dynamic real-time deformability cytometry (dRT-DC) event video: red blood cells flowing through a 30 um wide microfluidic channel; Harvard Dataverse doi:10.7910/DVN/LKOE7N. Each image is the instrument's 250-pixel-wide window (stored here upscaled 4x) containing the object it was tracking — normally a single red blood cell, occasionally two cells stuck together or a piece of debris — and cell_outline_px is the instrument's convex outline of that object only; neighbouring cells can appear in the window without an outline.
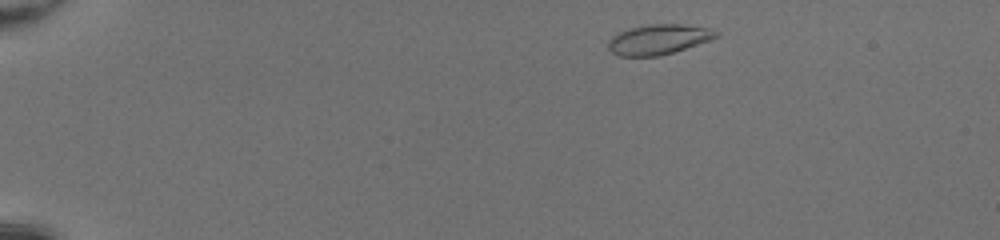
{"species": "common noctule bat (a hibernating species)", "species_latin": "Nyctalus noctula", "temperature_condition": "room temperature", "stored_images_in_passage": 43, "camera_frame_rate_fps": 3000, "um_per_image_px": 0.085, "animal": {"sex": "female", "body_mass_g": 20.0, "forearm_length_mm": 54.0}, "frame": {"image": 1, "passage_image": 2, "time_ms": 0.333, "image_size_px": [1000, 240], "cell_outline_px": [[720, 36], [712, 40], [660, 56], [620, 56], [612, 52], [608, 48], [608, 40], [612, 36], [628, 28], [648, 24], [680, 24], [712, 28], [720, 32]], "centroid_in_image_um": [56.02, 3.34], "position_along_channel_um": 29.0, "area_um2": 19.13}}
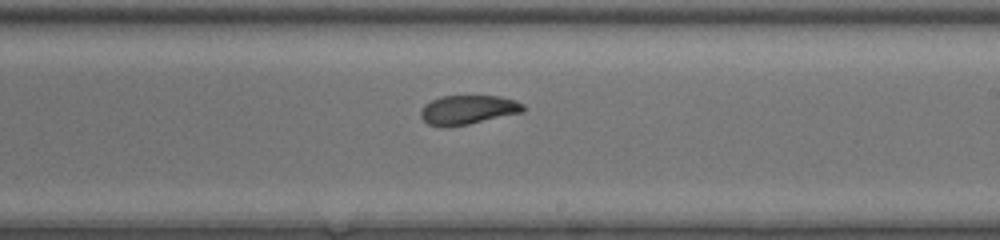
{"frame": {"image": 2, "passage_image": 25, "time_ms": 8.0, "image_size_px": [1000, 240], "cell_outline_px": [[524, 112], [468, 124], [444, 128], [428, 124], [420, 116], [420, 112], [424, 104], [440, 96], [500, 96], [516, 100], [524, 104]], "centroid_in_image_um": [39.77, 9.33], "position_along_channel_um": 249.2, "area_um2": 17.57}}
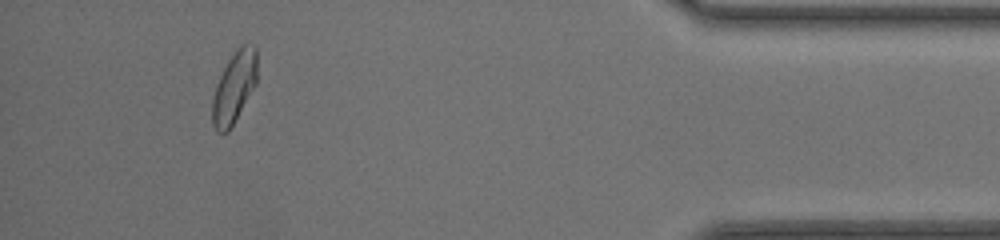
{"frame": {"image": 3, "passage_image": 40, "time_ms": 13.0, "image_size_px": [1000, 240], "cell_outline_px": [[256, 84], [228, 132], [216, 132], [212, 124], [212, 100], [216, 84], [228, 60], [236, 48], [240, 44], [256, 44]], "centroid_in_image_um": [19.9, 7.4], "position_along_channel_um": 415.3, "area_um2": 18.55}, "authors_computed_cell_mechanics": {"area_um2": 18.5538, "velocity_mm_per_s": 4.2504, "shape_relaxation_time_tau1_ms": 9.194, "shape_relaxation_time_tau2_ms": 0.9822, "deformation_change_tau1": 0.2586, "deformation_change_tau2": 0.0598}}